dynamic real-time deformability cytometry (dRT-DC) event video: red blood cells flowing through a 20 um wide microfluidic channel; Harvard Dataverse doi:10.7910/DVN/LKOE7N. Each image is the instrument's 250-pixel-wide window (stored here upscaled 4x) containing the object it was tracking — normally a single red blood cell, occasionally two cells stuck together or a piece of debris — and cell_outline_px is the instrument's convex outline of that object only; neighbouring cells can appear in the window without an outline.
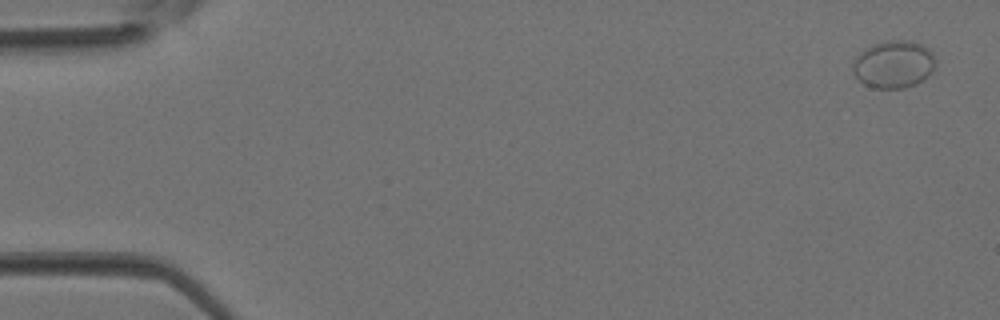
{"species": "Egyptian fruit bat (a non-hibernating species)", "species_latin": "Rousettus aegyptiacus", "temperature_condition": "room temperature", "stored_images_in_passage": 4, "camera_frame_rate_fps": 3000, "um_per_image_px": 0.085, "animal": {"sex": "female"}, "frame": {"image": 1, "passage_image": 1, "time_ms": 0.0, "image_size_px": [1000, 320], "cell_outline_px": [[936, 68], [928, 76], [916, 84], [904, 88], [872, 88], [864, 84], [852, 72], [852, 64], [856, 56], [864, 48], [872, 44], [888, 40], [908, 40], [920, 44], [928, 48], [932, 52], [936, 60]], "centroid_in_image_um": [75.97, 5.46], "position_along_channel_um": 9.0, "area_um2": 23.24}}
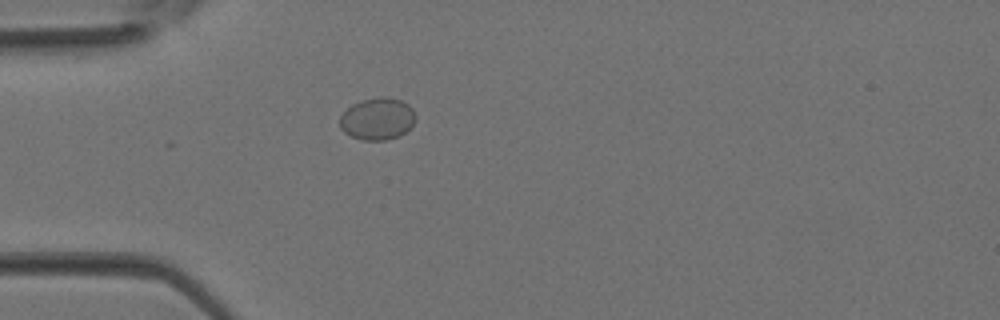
{"frame": {"image": 2, "passage_image": 4, "time_ms": 1.0, "image_size_px": [1000, 320], "cell_outline_px": [[416, 120], [400, 136], [384, 140], [364, 140], [352, 136], [344, 132], [340, 128], [340, 116], [352, 104], [360, 100], [380, 96], [384, 96], [400, 100], [408, 104], [412, 108], [416, 116]], "centroid_in_image_um": [32.08, 10.09], "position_along_channel_um": 52.9, "area_um2": 18.55}}